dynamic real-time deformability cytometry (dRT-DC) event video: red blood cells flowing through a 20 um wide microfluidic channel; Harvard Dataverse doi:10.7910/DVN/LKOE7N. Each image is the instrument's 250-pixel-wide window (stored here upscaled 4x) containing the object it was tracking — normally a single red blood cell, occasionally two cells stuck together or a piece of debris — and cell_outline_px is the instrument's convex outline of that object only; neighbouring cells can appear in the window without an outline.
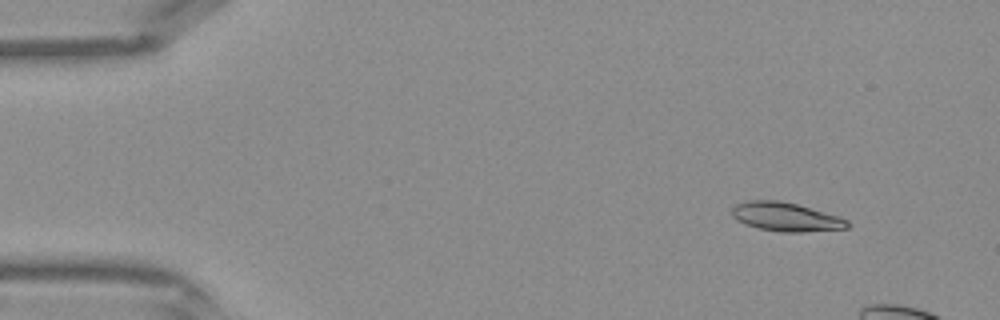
{"species": "Egyptian fruit bat (a non-hibernating species)", "species_latin": "Rousettus aegyptiacus", "temperature_condition": "warm", "stored_images_in_passage": 10, "camera_frame_rate_fps": 3000, "um_per_image_px": 0.085, "frame": {"image": 1, "passage_image": 4, "time_ms": 1.0, "image_size_px": [1000, 320], "cell_outline_px": [[852, 224], [848, 228], [804, 232], [780, 232], [760, 228], [744, 224], [736, 220], [732, 216], [732, 208], [736, 204], [748, 200], [776, 200], [796, 204], [840, 216], [848, 220]], "centroid_in_image_um": [66.82, 18.44], "position_along_channel_um": 18.2, "area_um2": 19.48}}